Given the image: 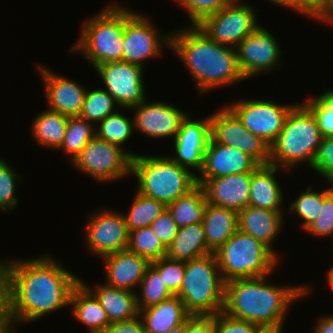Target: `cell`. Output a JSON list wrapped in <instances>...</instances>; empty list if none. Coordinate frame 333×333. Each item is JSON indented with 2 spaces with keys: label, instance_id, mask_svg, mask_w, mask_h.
I'll return each instance as SVG.
<instances>
[{
  "label": "cell",
  "instance_id": "cell-1",
  "mask_svg": "<svg viewBox=\"0 0 333 333\" xmlns=\"http://www.w3.org/2000/svg\"><path fill=\"white\" fill-rule=\"evenodd\" d=\"M43 256L27 261H0L5 309L15 325L37 321L68 306L71 292L80 282L53 257Z\"/></svg>",
  "mask_w": 333,
  "mask_h": 333
},
{
  "label": "cell",
  "instance_id": "cell-2",
  "mask_svg": "<svg viewBox=\"0 0 333 333\" xmlns=\"http://www.w3.org/2000/svg\"><path fill=\"white\" fill-rule=\"evenodd\" d=\"M268 276L225 282L222 312L231 318L282 329L290 304L312 293L308 285L266 284ZM297 299V300H296Z\"/></svg>",
  "mask_w": 333,
  "mask_h": 333
},
{
  "label": "cell",
  "instance_id": "cell-3",
  "mask_svg": "<svg viewBox=\"0 0 333 333\" xmlns=\"http://www.w3.org/2000/svg\"><path fill=\"white\" fill-rule=\"evenodd\" d=\"M171 51L185 63L201 94L246 80L234 47L212 41L198 26L171 32Z\"/></svg>",
  "mask_w": 333,
  "mask_h": 333
},
{
  "label": "cell",
  "instance_id": "cell-4",
  "mask_svg": "<svg viewBox=\"0 0 333 333\" xmlns=\"http://www.w3.org/2000/svg\"><path fill=\"white\" fill-rule=\"evenodd\" d=\"M96 16L85 20L78 42L70 46L69 52L82 56L92 67L122 61V41L126 26V8L111 3Z\"/></svg>",
  "mask_w": 333,
  "mask_h": 333
},
{
  "label": "cell",
  "instance_id": "cell-5",
  "mask_svg": "<svg viewBox=\"0 0 333 333\" xmlns=\"http://www.w3.org/2000/svg\"><path fill=\"white\" fill-rule=\"evenodd\" d=\"M321 140L312 112L303 103H298L287 115L282 131L270 146L269 164L285 172L305 162L311 168Z\"/></svg>",
  "mask_w": 333,
  "mask_h": 333
},
{
  "label": "cell",
  "instance_id": "cell-6",
  "mask_svg": "<svg viewBox=\"0 0 333 333\" xmlns=\"http://www.w3.org/2000/svg\"><path fill=\"white\" fill-rule=\"evenodd\" d=\"M131 174L138 181L137 192L166 206L198 185L195 173L165 155L137 154L132 158Z\"/></svg>",
  "mask_w": 333,
  "mask_h": 333
},
{
  "label": "cell",
  "instance_id": "cell-7",
  "mask_svg": "<svg viewBox=\"0 0 333 333\" xmlns=\"http://www.w3.org/2000/svg\"><path fill=\"white\" fill-rule=\"evenodd\" d=\"M224 286L214 253L185 262V273L177 296L190 315L222 312Z\"/></svg>",
  "mask_w": 333,
  "mask_h": 333
},
{
  "label": "cell",
  "instance_id": "cell-8",
  "mask_svg": "<svg viewBox=\"0 0 333 333\" xmlns=\"http://www.w3.org/2000/svg\"><path fill=\"white\" fill-rule=\"evenodd\" d=\"M214 254L224 282L270 276L279 262L264 244L239 230Z\"/></svg>",
  "mask_w": 333,
  "mask_h": 333
},
{
  "label": "cell",
  "instance_id": "cell-9",
  "mask_svg": "<svg viewBox=\"0 0 333 333\" xmlns=\"http://www.w3.org/2000/svg\"><path fill=\"white\" fill-rule=\"evenodd\" d=\"M137 154L131 150L93 137L72 162L76 170L87 173L97 182L120 180L131 174L132 158Z\"/></svg>",
  "mask_w": 333,
  "mask_h": 333
},
{
  "label": "cell",
  "instance_id": "cell-10",
  "mask_svg": "<svg viewBox=\"0 0 333 333\" xmlns=\"http://www.w3.org/2000/svg\"><path fill=\"white\" fill-rule=\"evenodd\" d=\"M170 43L171 33L160 34L148 17L126 8V26L121 46L122 62L145 68V61L159 57L162 47L170 49Z\"/></svg>",
  "mask_w": 333,
  "mask_h": 333
},
{
  "label": "cell",
  "instance_id": "cell-11",
  "mask_svg": "<svg viewBox=\"0 0 333 333\" xmlns=\"http://www.w3.org/2000/svg\"><path fill=\"white\" fill-rule=\"evenodd\" d=\"M239 2L231 1L219 12L206 17L197 26L212 41L235 48L259 26L254 7L248 3Z\"/></svg>",
  "mask_w": 333,
  "mask_h": 333
},
{
  "label": "cell",
  "instance_id": "cell-12",
  "mask_svg": "<svg viewBox=\"0 0 333 333\" xmlns=\"http://www.w3.org/2000/svg\"><path fill=\"white\" fill-rule=\"evenodd\" d=\"M209 117L210 139L213 142L237 148L252 157L259 165L269 164L270 145L248 131L227 106Z\"/></svg>",
  "mask_w": 333,
  "mask_h": 333
},
{
  "label": "cell",
  "instance_id": "cell-13",
  "mask_svg": "<svg viewBox=\"0 0 333 333\" xmlns=\"http://www.w3.org/2000/svg\"><path fill=\"white\" fill-rule=\"evenodd\" d=\"M296 104H279L269 100L242 99L226 105L244 127L270 146L284 127L287 115Z\"/></svg>",
  "mask_w": 333,
  "mask_h": 333
},
{
  "label": "cell",
  "instance_id": "cell-14",
  "mask_svg": "<svg viewBox=\"0 0 333 333\" xmlns=\"http://www.w3.org/2000/svg\"><path fill=\"white\" fill-rule=\"evenodd\" d=\"M274 35L259 25L236 47L237 62L245 79L273 71L280 64L281 50Z\"/></svg>",
  "mask_w": 333,
  "mask_h": 333
},
{
  "label": "cell",
  "instance_id": "cell-15",
  "mask_svg": "<svg viewBox=\"0 0 333 333\" xmlns=\"http://www.w3.org/2000/svg\"><path fill=\"white\" fill-rule=\"evenodd\" d=\"M94 69L105 84L103 89L121 109L129 110L147 99L143 82L145 68L120 61L101 64Z\"/></svg>",
  "mask_w": 333,
  "mask_h": 333
},
{
  "label": "cell",
  "instance_id": "cell-16",
  "mask_svg": "<svg viewBox=\"0 0 333 333\" xmlns=\"http://www.w3.org/2000/svg\"><path fill=\"white\" fill-rule=\"evenodd\" d=\"M90 216L85 226L84 239L88 251L101 258L127 249L129 231L123 213L102 209Z\"/></svg>",
  "mask_w": 333,
  "mask_h": 333
},
{
  "label": "cell",
  "instance_id": "cell-17",
  "mask_svg": "<svg viewBox=\"0 0 333 333\" xmlns=\"http://www.w3.org/2000/svg\"><path fill=\"white\" fill-rule=\"evenodd\" d=\"M135 112L133 117L134 130L151 138L175 137L181 128L187 113L168 103L143 102L129 108Z\"/></svg>",
  "mask_w": 333,
  "mask_h": 333
},
{
  "label": "cell",
  "instance_id": "cell-18",
  "mask_svg": "<svg viewBox=\"0 0 333 333\" xmlns=\"http://www.w3.org/2000/svg\"><path fill=\"white\" fill-rule=\"evenodd\" d=\"M210 139V117L200 120H191L187 117L183 120L181 128L174 137L175 154L169 157L180 166L202 170L204 153Z\"/></svg>",
  "mask_w": 333,
  "mask_h": 333
},
{
  "label": "cell",
  "instance_id": "cell-19",
  "mask_svg": "<svg viewBox=\"0 0 333 333\" xmlns=\"http://www.w3.org/2000/svg\"><path fill=\"white\" fill-rule=\"evenodd\" d=\"M37 68L44 81L47 108L68 117L79 116L87 89L46 66L37 65Z\"/></svg>",
  "mask_w": 333,
  "mask_h": 333
},
{
  "label": "cell",
  "instance_id": "cell-20",
  "mask_svg": "<svg viewBox=\"0 0 333 333\" xmlns=\"http://www.w3.org/2000/svg\"><path fill=\"white\" fill-rule=\"evenodd\" d=\"M251 178L252 172H245L215 179H197V184L204 189L207 203L239 212L249 206Z\"/></svg>",
  "mask_w": 333,
  "mask_h": 333
},
{
  "label": "cell",
  "instance_id": "cell-21",
  "mask_svg": "<svg viewBox=\"0 0 333 333\" xmlns=\"http://www.w3.org/2000/svg\"><path fill=\"white\" fill-rule=\"evenodd\" d=\"M259 164L237 148L209 139L202 170L197 179H215L233 174L253 172Z\"/></svg>",
  "mask_w": 333,
  "mask_h": 333
},
{
  "label": "cell",
  "instance_id": "cell-22",
  "mask_svg": "<svg viewBox=\"0 0 333 333\" xmlns=\"http://www.w3.org/2000/svg\"><path fill=\"white\" fill-rule=\"evenodd\" d=\"M105 266V284L136 292L151 262L128 249L101 257Z\"/></svg>",
  "mask_w": 333,
  "mask_h": 333
},
{
  "label": "cell",
  "instance_id": "cell-23",
  "mask_svg": "<svg viewBox=\"0 0 333 333\" xmlns=\"http://www.w3.org/2000/svg\"><path fill=\"white\" fill-rule=\"evenodd\" d=\"M283 218V211L247 206L238 212V230L260 241L279 258L272 242L282 230Z\"/></svg>",
  "mask_w": 333,
  "mask_h": 333
},
{
  "label": "cell",
  "instance_id": "cell-24",
  "mask_svg": "<svg viewBox=\"0 0 333 333\" xmlns=\"http://www.w3.org/2000/svg\"><path fill=\"white\" fill-rule=\"evenodd\" d=\"M281 170L284 169L268 164L259 165L252 172L249 206L283 211V191L275 177Z\"/></svg>",
  "mask_w": 333,
  "mask_h": 333
},
{
  "label": "cell",
  "instance_id": "cell-25",
  "mask_svg": "<svg viewBox=\"0 0 333 333\" xmlns=\"http://www.w3.org/2000/svg\"><path fill=\"white\" fill-rule=\"evenodd\" d=\"M80 282L97 298L111 323L125 321L139 315L136 294L125 289H119L107 284L95 285V288L87 286L80 279Z\"/></svg>",
  "mask_w": 333,
  "mask_h": 333
},
{
  "label": "cell",
  "instance_id": "cell-26",
  "mask_svg": "<svg viewBox=\"0 0 333 333\" xmlns=\"http://www.w3.org/2000/svg\"><path fill=\"white\" fill-rule=\"evenodd\" d=\"M147 333H166L183 324L191 315L186 311L182 300L173 295L156 305L139 312Z\"/></svg>",
  "mask_w": 333,
  "mask_h": 333
},
{
  "label": "cell",
  "instance_id": "cell-27",
  "mask_svg": "<svg viewBox=\"0 0 333 333\" xmlns=\"http://www.w3.org/2000/svg\"><path fill=\"white\" fill-rule=\"evenodd\" d=\"M69 306L73 318L89 328L90 333H99L111 323L97 298L81 282L73 288Z\"/></svg>",
  "mask_w": 333,
  "mask_h": 333
},
{
  "label": "cell",
  "instance_id": "cell-28",
  "mask_svg": "<svg viewBox=\"0 0 333 333\" xmlns=\"http://www.w3.org/2000/svg\"><path fill=\"white\" fill-rule=\"evenodd\" d=\"M202 224L207 246L214 253L238 230V212L207 203Z\"/></svg>",
  "mask_w": 333,
  "mask_h": 333
},
{
  "label": "cell",
  "instance_id": "cell-29",
  "mask_svg": "<svg viewBox=\"0 0 333 333\" xmlns=\"http://www.w3.org/2000/svg\"><path fill=\"white\" fill-rule=\"evenodd\" d=\"M211 253L213 252L207 246L203 224L196 223L178 228L174 239L167 246L166 257L186 262Z\"/></svg>",
  "mask_w": 333,
  "mask_h": 333
},
{
  "label": "cell",
  "instance_id": "cell-30",
  "mask_svg": "<svg viewBox=\"0 0 333 333\" xmlns=\"http://www.w3.org/2000/svg\"><path fill=\"white\" fill-rule=\"evenodd\" d=\"M67 121L68 116L47 108L32 122L33 139L42 147L59 149L64 141Z\"/></svg>",
  "mask_w": 333,
  "mask_h": 333
},
{
  "label": "cell",
  "instance_id": "cell-31",
  "mask_svg": "<svg viewBox=\"0 0 333 333\" xmlns=\"http://www.w3.org/2000/svg\"><path fill=\"white\" fill-rule=\"evenodd\" d=\"M207 201L204 189L197 185L189 193L167 206L178 227L202 223Z\"/></svg>",
  "mask_w": 333,
  "mask_h": 333
},
{
  "label": "cell",
  "instance_id": "cell-32",
  "mask_svg": "<svg viewBox=\"0 0 333 333\" xmlns=\"http://www.w3.org/2000/svg\"><path fill=\"white\" fill-rule=\"evenodd\" d=\"M166 209L164 203L136 192L129 212L123 213L128 231L150 226Z\"/></svg>",
  "mask_w": 333,
  "mask_h": 333
},
{
  "label": "cell",
  "instance_id": "cell-33",
  "mask_svg": "<svg viewBox=\"0 0 333 333\" xmlns=\"http://www.w3.org/2000/svg\"><path fill=\"white\" fill-rule=\"evenodd\" d=\"M92 124L80 116L68 117L64 141L59 149H63L70 155L69 161L71 163L86 144L96 136V129Z\"/></svg>",
  "mask_w": 333,
  "mask_h": 333
},
{
  "label": "cell",
  "instance_id": "cell-34",
  "mask_svg": "<svg viewBox=\"0 0 333 333\" xmlns=\"http://www.w3.org/2000/svg\"><path fill=\"white\" fill-rule=\"evenodd\" d=\"M130 119L116 111L98 123L96 136L124 149L123 144L127 143L134 131L133 118L132 121Z\"/></svg>",
  "mask_w": 333,
  "mask_h": 333
},
{
  "label": "cell",
  "instance_id": "cell-35",
  "mask_svg": "<svg viewBox=\"0 0 333 333\" xmlns=\"http://www.w3.org/2000/svg\"><path fill=\"white\" fill-rule=\"evenodd\" d=\"M127 249L150 262L166 257L167 247L153 232L150 226L129 231Z\"/></svg>",
  "mask_w": 333,
  "mask_h": 333
},
{
  "label": "cell",
  "instance_id": "cell-36",
  "mask_svg": "<svg viewBox=\"0 0 333 333\" xmlns=\"http://www.w3.org/2000/svg\"><path fill=\"white\" fill-rule=\"evenodd\" d=\"M139 288L141 291L136 294L139 311L173 296L160 274L151 265L147 268Z\"/></svg>",
  "mask_w": 333,
  "mask_h": 333
},
{
  "label": "cell",
  "instance_id": "cell-37",
  "mask_svg": "<svg viewBox=\"0 0 333 333\" xmlns=\"http://www.w3.org/2000/svg\"><path fill=\"white\" fill-rule=\"evenodd\" d=\"M118 106L115 99L105 89L86 91L80 117L91 123H99L110 114L116 112Z\"/></svg>",
  "mask_w": 333,
  "mask_h": 333
},
{
  "label": "cell",
  "instance_id": "cell-38",
  "mask_svg": "<svg viewBox=\"0 0 333 333\" xmlns=\"http://www.w3.org/2000/svg\"><path fill=\"white\" fill-rule=\"evenodd\" d=\"M325 199V189L322 192L312 190L310 185L301 193L291 205H289L288 212L292 215L297 214L299 218L303 219V229H307L313 222H315L320 214L323 200Z\"/></svg>",
  "mask_w": 333,
  "mask_h": 333
},
{
  "label": "cell",
  "instance_id": "cell-39",
  "mask_svg": "<svg viewBox=\"0 0 333 333\" xmlns=\"http://www.w3.org/2000/svg\"><path fill=\"white\" fill-rule=\"evenodd\" d=\"M303 104L315 117L322 138L333 137V90L307 98Z\"/></svg>",
  "mask_w": 333,
  "mask_h": 333
},
{
  "label": "cell",
  "instance_id": "cell-40",
  "mask_svg": "<svg viewBox=\"0 0 333 333\" xmlns=\"http://www.w3.org/2000/svg\"><path fill=\"white\" fill-rule=\"evenodd\" d=\"M20 177L8 162L0 159V211H11L17 206L16 181Z\"/></svg>",
  "mask_w": 333,
  "mask_h": 333
},
{
  "label": "cell",
  "instance_id": "cell-41",
  "mask_svg": "<svg viewBox=\"0 0 333 333\" xmlns=\"http://www.w3.org/2000/svg\"><path fill=\"white\" fill-rule=\"evenodd\" d=\"M150 265L160 274L170 292L177 295L184 278L185 261L162 257L152 261Z\"/></svg>",
  "mask_w": 333,
  "mask_h": 333
},
{
  "label": "cell",
  "instance_id": "cell-42",
  "mask_svg": "<svg viewBox=\"0 0 333 333\" xmlns=\"http://www.w3.org/2000/svg\"><path fill=\"white\" fill-rule=\"evenodd\" d=\"M186 10L191 20L190 26H197L206 17L219 12L232 0H173Z\"/></svg>",
  "mask_w": 333,
  "mask_h": 333
},
{
  "label": "cell",
  "instance_id": "cell-43",
  "mask_svg": "<svg viewBox=\"0 0 333 333\" xmlns=\"http://www.w3.org/2000/svg\"><path fill=\"white\" fill-rule=\"evenodd\" d=\"M305 231L316 237H328L329 235L333 238V189L331 184L329 188L325 189V199L317 220Z\"/></svg>",
  "mask_w": 333,
  "mask_h": 333
},
{
  "label": "cell",
  "instance_id": "cell-44",
  "mask_svg": "<svg viewBox=\"0 0 333 333\" xmlns=\"http://www.w3.org/2000/svg\"><path fill=\"white\" fill-rule=\"evenodd\" d=\"M311 168L327 182L333 180V137L322 138Z\"/></svg>",
  "mask_w": 333,
  "mask_h": 333
},
{
  "label": "cell",
  "instance_id": "cell-45",
  "mask_svg": "<svg viewBox=\"0 0 333 333\" xmlns=\"http://www.w3.org/2000/svg\"><path fill=\"white\" fill-rule=\"evenodd\" d=\"M260 329L255 323L231 318L223 312L215 315L214 333H257Z\"/></svg>",
  "mask_w": 333,
  "mask_h": 333
},
{
  "label": "cell",
  "instance_id": "cell-46",
  "mask_svg": "<svg viewBox=\"0 0 333 333\" xmlns=\"http://www.w3.org/2000/svg\"><path fill=\"white\" fill-rule=\"evenodd\" d=\"M150 227L166 247L172 242L179 228L168 209L159 215Z\"/></svg>",
  "mask_w": 333,
  "mask_h": 333
},
{
  "label": "cell",
  "instance_id": "cell-47",
  "mask_svg": "<svg viewBox=\"0 0 333 333\" xmlns=\"http://www.w3.org/2000/svg\"><path fill=\"white\" fill-rule=\"evenodd\" d=\"M99 333H147L140 315L133 319L110 323Z\"/></svg>",
  "mask_w": 333,
  "mask_h": 333
},
{
  "label": "cell",
  "instance_id": "cell-48",
  "mask_svg": "<svg viewBox=\"0 0 333 333\" xmlns=\"http://www.w3.org/2000/svg\"><path fill=\"white\" fill-rule=\"evenodd\" d=\"M325 0H290V9H295L297 13L306 15L305 17L316 20L324 9Z\"/></svg>",
  "mask_w": 333,
  "mask_h": 333
},
{
  "label": "cell",
  "instance_id": "cell-49",
  "mask_svg": "<svg viewBox=\"0 0 333 333\" xmlns=\"http://www.w3.org/2000/svg\"><path fill=\"white\" fill-rule=\"evenodd\" d=\"M215 315H191L187 319V333H214Z\"/></svg>",
  "mask_w": 333,
  "mask_h": 333
},
{
  "label": "cell",
  "instance_id": "cell-50",
  "mask_svg": "<svg viewBox=\"0 0 333 333\" xmlns=\"http://www.w3.org/2000/svg\"><path fill=\"white\" fill-rule=\"evenodd\" d=\"M316 326L314 327V332L312 333H333V315H324L323 317L317 319Z\"/></svg>",
  "mask_w": 333,
  "mask_h": 333
},
{
  "label": "cell",
  "instance_id": "cell-51",
  "mask_svg": "<svg viewBox=\"0 0 333 333\" xmlns=\"http://www.w3.org/2000/svg\"><path fill=\"white\" fill-rule=\"evenodd\" d=\"M316 21H322L326 25H333V0L324 1L323 13L316 19Z\"/></svg>",
  "mask_w": 333,
  "mask_h": 333
},
{
  "label": "cell",
  "instance_id": "cell-52",
  "mask_svg": "<svg viewBox=\"0 0 333 333\" xmlns=\"http://www.w3.org/2000/svg\"><path fill=\"white\" fill-rule=\"evenodd\" d=\"M13 326H15V323L5 311L0 316V333H14L16 330H14L15 328Z\"/></svg>",
  "mask_w": 333,
  "mask_h": 333
},
{
  "label": "cell",
  "instance_id": "cell-53",
  "mask_svg": "<svg viewBox=\"0 0 333 333\" xmlns=\"http://www.w3.org/2000/svg\"><path fill=\"white\" fill-rule=\"evenodd\" d=\"M166 333H187V320L183 324L168 330Z\"/></svg>",
  "mask_w": 333,
  "mask_h": 333
},
{
  "label": "cell",
  "instance_id": "cell-54",
  "mask_svg": "<svg viewBox=\"0 0 333 333\" xmlns=\"http://www.w3.org/2000/svg\"><path fill=\"white\" fill-rule=\"evenodd\" d=\"M6 311L5 309V295L2 287L0 286V316Z\"/></svg>",
  "mask_w": 333,
  "mask_h": 333
},
{
  "label": "cell",
  "instance_id": "cell-55",
  "mask_svg": "<svg viewBox=\"0 0 333 333\" xmlns=\"http://www.w3.org/2000/svg\"><path fill=\"white\" fill-rule=\"evenodd\" d=\"M326 278H327L326 282H328L327 284L330 286L331 290L333 291V267L328 269V272L326 274Z\"/></svg>",
  "mask_w": 333,
  "mask_h": 333
},
{
  "label": "cell",
  "instance_id": "cell-56",
  "mask_svg": "<svg viewBox=\"0 0 333 333\" xmlns=\"http://www.w3.org/2000/svg\"><path fill=\"white\" fill-rule=\"evenodd\" d=\"M282 331L278 328H261L257 333H282Z\"/></svg>",
  "mask_w": 333,
  "mask_h": 333
},
{
  "label": "cell",
  "instance_id": "cell-57",
  "mask_svg": "<svg viewBox=\"0 0 333 333\" xmlns=\"http://www.w3.org/2000/svg\"><path fill=\"white\" fill-rule=\"evenodd\" d=\"M276 5H281L283 7L290 8V0H268Z\"/></svg>",
  "mask_w": 333,
  "mask_h": 333
}]
</instances>
